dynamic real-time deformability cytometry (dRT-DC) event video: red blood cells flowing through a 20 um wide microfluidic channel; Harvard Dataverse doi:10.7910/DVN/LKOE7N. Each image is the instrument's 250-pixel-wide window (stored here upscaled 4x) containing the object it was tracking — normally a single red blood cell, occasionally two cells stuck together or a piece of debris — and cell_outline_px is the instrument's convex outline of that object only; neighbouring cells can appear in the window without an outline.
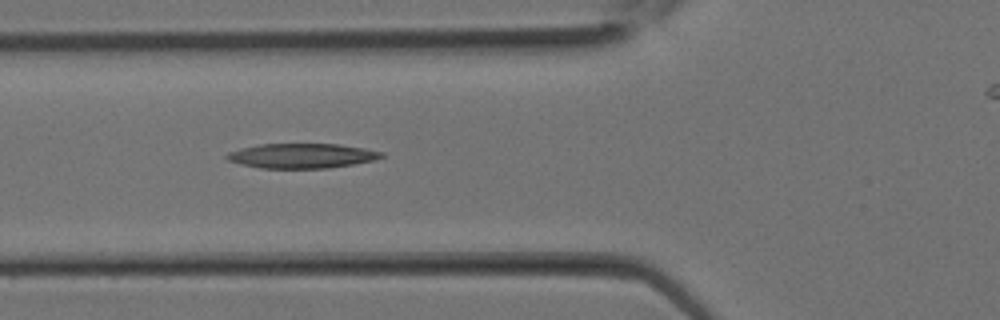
{"species": "Egyptian fruit bat (a non-hibernating species)", "species_latin": "Rousettus aegyptiacus", "temperature_condition": "room temperature", "stored_images_in_passage": 10, "camera_frame_rate_fps": 3000, "um_per_image_px": 0.085, "animal": {"sex": "female"}, "frame": {"image": 1, "passage_image": 10, "time_ms": 3.0, "image_size_px": [1000, 320], "cell_outline_px": [[384, 156], [372, 160], [352, 164], [328, 168], [260, 168], [240, 164], [228, 160], [224, 156], [228, 152], [240, 148], [260, 144], [340, 144], [364, 148], [384, 152]], "centroid_in_image_um": [25.62, 13.24], "position_along_channel_um": 100.2, "area_um2": 22.25}}